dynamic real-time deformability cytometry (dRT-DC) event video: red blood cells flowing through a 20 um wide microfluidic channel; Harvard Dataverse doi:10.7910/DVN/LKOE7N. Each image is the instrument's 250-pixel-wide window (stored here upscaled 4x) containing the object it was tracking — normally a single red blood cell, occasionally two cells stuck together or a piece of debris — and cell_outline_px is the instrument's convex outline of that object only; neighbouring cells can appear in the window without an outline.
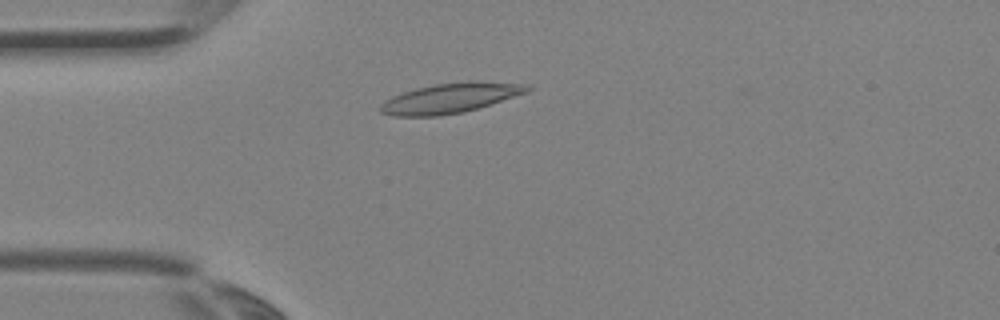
{"species": "Egyptian fruit bat (a non-hibernating species)", "species_latin": "Rousettus aegyptiacus", "temperature_condition": "room temperature", "stored_images_in_passage": 3, "camera_frame_rate_fps": 3000, "um_per_image_px": 0.085, "animal": {"sex": "female"}, "frame": {"image": 1, "passage_image": 3, "time_ms": 0.667, "image_size_px": [1000, 320], "cell_outline_px": [[532, 88], [528, 92], [492, 104], [464, 112], [440, 116], [392, 116], [380, 112], [380, 104], [384, 100], [392, 96], [416, 88], [436, 84], [472, 80], [524, 84]], "centroid_in_image_um": [38.27, 8.34], "position_along_channel_um": 46.7, "area_um2": 25.72}}